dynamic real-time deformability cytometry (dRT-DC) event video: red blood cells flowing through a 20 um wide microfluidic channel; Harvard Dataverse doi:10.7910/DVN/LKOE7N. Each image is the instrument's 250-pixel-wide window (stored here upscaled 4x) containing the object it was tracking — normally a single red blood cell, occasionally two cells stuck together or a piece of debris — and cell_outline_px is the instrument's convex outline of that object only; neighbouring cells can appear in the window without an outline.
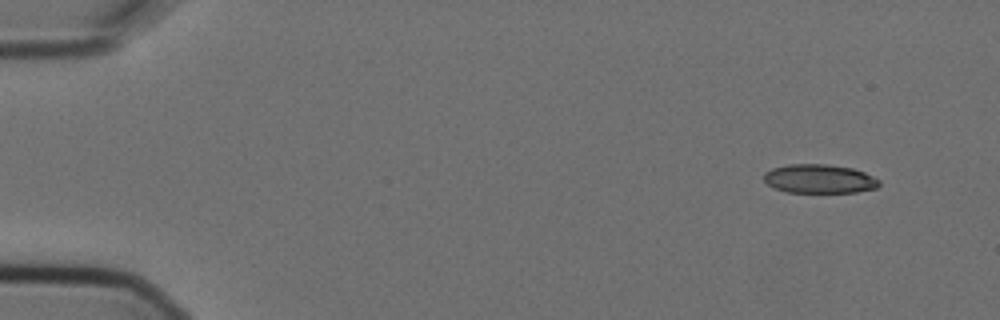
{"species": "Egyptian fruit bat (a non-hibernating species)", "species_latin": "Rousettus aegyptiacus", "temperature_condition": "cold", "stored_images_in_passage": 7, "camera_frame_rate_fps": 3000, "um_per_image_px": 0.085, "animal": {"sex": "female"}, "frame": {"image": 1, "passage_image": 1, "time_ms": 0.0, "image_size_px": [1000, 320], "cell_outline_px": [[880, 184], [876, 188], [856, 192], [788, 192], [776, 188], [768, 184], [764, 180], [764, 172], [772, 168], [788, 164], [828, 164], [852, 168], [864, 172], [880, 180]], "centroid_in_image_um": [69.65, 15.19], "position_along_channel_um": 15.4, "area_um2": 19.36}}
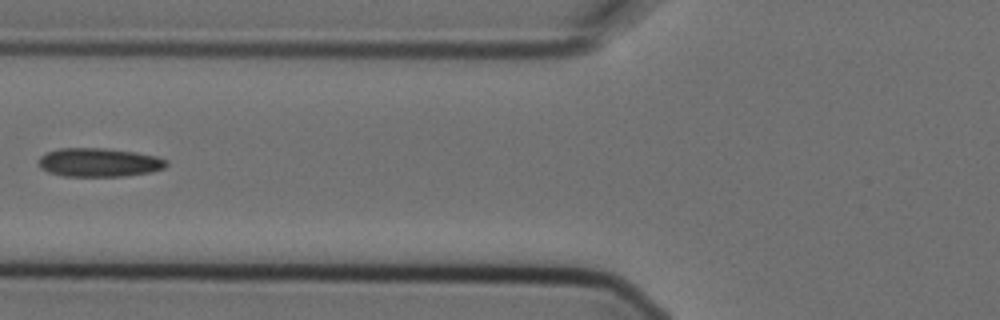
{"frame": {"image": 2, "passage_image": 6, "time_ms": 1.667, "image_size_px": [1000, 320], "cell_outline_px": [[168, 164], [164, 168], [152, 172], [124, 176], [64, 176], [48, 172], [40, 168], [36, 164], [40, 156], [48, 152], [60, 148], [104, 148], [136, 152], [156, 156], [168, 160]], "centroid_in_image_um": [8.41, 13.81], "position_along_channel_um": 117.4, "area_um2": 21.56}}
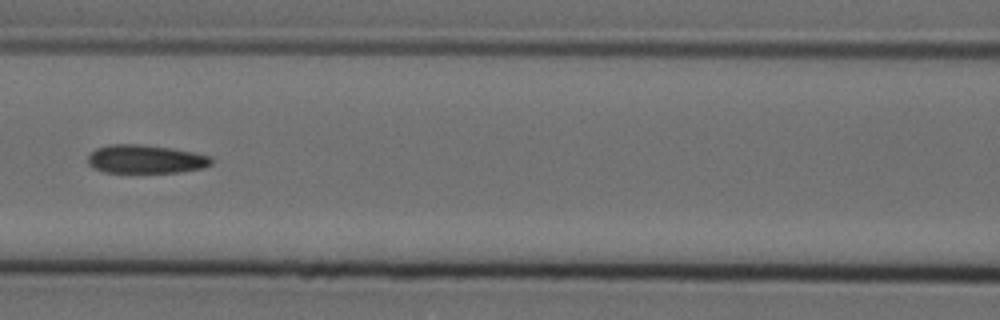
{"frame": {"image": 3, "passage_image": 7, "time_ms": 2.0, "image_size_px": [1000, 320], "cell_outline_px": [[212, 164], [204, 168], [180, 172], [104, 172], [92, 168], [88, 164], [88, 156], [96, 148], [108, 144], [140, 144], [172, 148], [212, 156]], "centroid_in_image_um": [12.38, 13.52], "position_along_channel_um": 154.2, "area_um2": 20.63}}